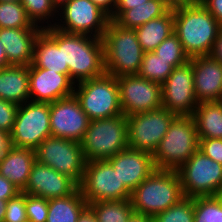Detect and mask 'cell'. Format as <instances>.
Here are the masks:
<instances>
[{"label":"cell","mask_w":222,"mask_h":222,"mask_svg":"<svg viewBox=\"0 0 222 222\" xmlns=\"http://www.w3.org/2000/svg\"><path fill=\"white\" fill-rule=\"evenodd\" d=\"M135 32L143 51H154L161 42L174 33L173 9L136 28Z\"/></svg>","instance_id":"26"},{"label":"cell","mask_w":222,"mask_h":222,"mask_svg":"<svg viewBox=\"0 0 222 222\" xmlns=\"http://www.w3.org/2000/svg\"><path fill=\"white\" fill-rule=\"evenodd\" d=\"M21 0H0V2H20Z\"/></svg>","instance_id":"52"},{"label":"cell","mask_w":222,"mask_h":222,"mask_svg":"<svg viewBox=\"0 0 222 222\" xmlns=\"http://www.w3.org/2000/svg\"><path fill=\"white\" fill-rule=\"evenodd\" d=\"M43 30L58 47H63L64 66H68L69 76L75 84L105 73L104 44L101 38L70 34L53 26Z\"/></svg>","instance_id":"1"},{"label":"cell","mask_w":222,"mask_h":222,"mask_svg":"<svg viewBox=\"0 0 222 222\" xmlns=\"http://www.w3.org/2000/svg\"><path fill=\"white\" fill-rule=\"evenodd\" d=\"M36 161L81 183L86 159L80 142L49 136L35 149Z\"/></svg>","instance_id":"10"},{"label":"cell","mask_w":222,"mask_h":222,"mask_svg":"<svg viewBox=\"0 0 222 222\" xmlns=\"http://www.w3.org/2000/svg\"><path fill=\"white\" fill-rule=\"evenodd\" d=\"M0 28H41L28 18L20 2H0Z\"/></svg>","instance_id":"32"},{"label":"cell","mask_w":222,"mask_h":222,"mask_svg":"<svg viewBox=\"0 0 222 222\" xmlns=\"http://www.w3.org/2000/svg\"><path fill=\"white\" fill-rule=\"evenodd\" d=\"M89 123L74 94L50 103L51 136L81 143Z\"/></svg>","instance_id":"16"},{"label":"cell","mask_w":222,"mask_h":222,"mask_svg":"<svg viewBox=\"0 0 222 222\" xmlns=\"http://www.w3.org/2000/svg\"><path fill=\"white\" fill-rule=\"evenodd\" d=\"M31 64L37 68L69 75L68 66H64L63 47H58V44L44 30L35 39Z\"/></svg>","instance_id":"25"},{"label":"cell","mask_w":222,"mask_h":222,"mask_svg":"<svg viewBox=\"0 0 222 222\" xmlns=\"http://www.w3.org/2000/svg\"><path fill=\"white\" fill-rule=\"evenodd\" d=\"M199 150L222 165V139L199 138Z\"/></svg>","instance_id":"39"},{"label":"cell","mask_w":222,"mask_h":222,"mask_svg":"<svg viewBox=\"0 0 222 222\" xmlns=\"http://www.w3.org/2000/svg\"><path fill=\"white\" fill-rule=\"evenodd\" d=\"M10 147V134L0 130V158L9 150Z\"/></svg>","instance_id":"44"},{"label":"cell","mask_w":222,"mask_h":222,"mask_svg":"<svg viewBox=\"0 0 222 222\" xmlns=\"http://www.w3.org/2000/svg\"><path fill=\"white\" fill-rule=\"evenodd\" d=\"M87 206L88 203L78 188L73 194L48 200L46 222H77Z\"/></svg>","instance_id":"28"},{"label":"cell","mask_w":222,"mask_h":222,"mask_svg":"<svg viewBox=\"0 0 222 222\" xmlns=\"http://www.w3.org/2000/svg\"><path fill=\"white\" fill-rule=\"evenodd\" d=\"M192 116L198 138L222 139V101L200 102Z\"/></svg>","instance_id":"27"},{"label":"cell","mask_w":222,"mask_h":222,"mask_svg":"<svg viewBox=\"0 0 222 222\" xmlns=\"http://www.w3.org/2000/svg\"><path fill=\"white\" fill-rule=\"evenodd\" d=\"M109 20L91 0H70L58 10L57 22L53 27L70 34L102 39Z\"/></svg>","instance_id":"13"},{"label":"cell","mask_w":222,"mask_h":222,"mask_svg":"<svg viewBox=\"0 0 222 222\" xmlns=\"http://www.w3.org/2000/svg\"><path fill=\"white\" fill-rule=\"evenodd\" d=\"M102 40L105 73L115 77L138 74L144 51L135 29L120 27L109 20Z\"/></svg>","instance_id":"4"},{"label":"cell","mask_w":222,"mask_h":222,"mask_svg":"<svg viewBox=\"0 0 222 222\" xmlns=\"http://www.w3.org/2000/svg\"><path fill=\"white\" fill-rule=\"evenodd\" d=\"M90 120L123 114L117 77L104 73L75 84L74 93Z\"/></svg>","instance_id":"7"},{"label":"cell","mask_w":222,"mask_h":222,"mask_svg":"<svg viewBox=\"0 0 222 222\" xmlns=\"http://www.w3.org/2000/svg\"><path fill=\"white\" fill-rule=\"evenodd\" d=\"M199 138L192 115L176 116L154 152L158 170L177 171L197 150Z\"/></svg>","instance_id":"5"},{"label":"cell","mask_w":222,"mask_h":222,"mask_svg":"<svg viewBox=\"0 0 222 222\" xmlns=\"http://www.w3.org/2000/svg\"><path fill=\"white\" fill-rule=\"evenodd\" d=\"M97 222H127L134 213L131 200L96 201L89 203Z\"/></svg>","instance_id":"30"},{"label":"cell","mask_w":222,"mask_h":222,"mask_svg":"<svg viewBox=\"0 0 222 222\" xmlns=\"http://www.w3.org/2000/svg\"><path fill=\"white\" fill-rule=\"evenodd\" d=\"M184 197L222 195V165L199 149L177 170Z\"/></svg>","instance_id":"8"},{"label":"cell","mask_w":222,"mask_h":222,"mask_svg":"<svg viewBox=\"0 0 222 222\" xmlns=\"http://www.w3.org/2000/svg\"><path fill=\"white\" fill-rule=\"evenodd\" d=\"M194 222H222V195L194 197Z\"/></svg>","instance_id":"33"},{"label":"cell","mask_w":222,"mask_h":222,"mask_svg":"<svg viewBox=\"0 0 222 222\" xmlns=\"http://www.w3.org/2000/svg\"><path fill=\"white\" fill-rule=\"evenodd\" d=\"M148 2V0H117V5H139Z\"/></svg>","instance_id":"49"},{"label":"cell","mask_w":222,"mask_h":222,"mask_svg":"<svg viewBox=\"0 0 222 222\" xmlns=\"http://www.w3.org/2000/svg\"><path fill=\"white\" fill-rule=\"evenodd\" d=\"M42 28H0V42L10 65H30L35 39Z\"/></svg>","instance_id":"21"},{"label":"cell","mask_w":222,"mask_h":222,"mask_svg":"<svg viewBox=\"0 0 222 222\" xmlns=\"http://www.w3.org/2000/svg\"><path fill=\"white\" fill-rule=\"evenodd\" d=\"M28 221L25 209V193L20 192L14 198L7 200L6 212L3 222H26Z\"/></svg>","instance_id":"37"},{"label":"cell","mask_w":222,"mask_h":222,"mask_svg":"<svg viewBox=\"0 0 222 222\" xmlns=\"http://www.w3.org/2000/svg\"><path fill=\"white\" fill-rule=\"evenodd\" d=\"M77 222H97L93 210L87 206L80 214Z\"/></svg>","instance_id":"45"},{"label":"cell","mask_w":222,"mask_h":222,"mask_svg":"<svg viewBox=\"0 0 222 222\" xmlns=\"http://www.w3.org/2000/svg\"><path fill=\"white\" fill-rule=\"evenodd\" d=\"M174 33L189 58L210 55L222 27L200 1L173 9Z\"/></svg>","instance_id":"2"},{"label":"cell","mask_w":222,"mask_h":222,"mask_svg":"<svg viewBox=\"0 0 222 222\" xmlns=\"http://www.w3.org/2000/svg\"><path fill=\"white\" fill-rule=\"evenodd\" d=\"M78 188L79 184L71 177L36 161L21 192L50 200L73 194Z\"/></svg>","instance_id":"17"},{"label":"cell","mask_w":222,"mask_h":222,"mask_svg":"<svg viewBox=\"0 0 222 222\" xmlns=\"http://www.w3.org/2000/svg\"><path fill=\"white\" fill-rule=\"evenodd\" d=\"M176 116L163 107L127 116L128 148L153 155Z\"/></svg>","instance_id":"12"},{"label":"cell","mask_w":222,"mask_h":222,"mask_svg":"<svg viewBox=\"0 0 222 222\" xmlns=\"http://www.w3.org/2000/svg\"><path fill=\"white\" fill-rule=\"evenodd\" d=\"M6 202L4 200H0V222L4 221L5 212H6Z\"/></svg>","instance_id":"50"},{"label":"cell","mask_w":222,"mask_h":222,"mask_svg":"<svg viewBox=\"0 0 222 222\" xmlns=\"http://www.w3.org/2000/svg\"><path fill=\"white\" fill-rule=\"evenodd\" d=\"M210 55L222 64V27L219 30L217 39L215 40L214 47Z\"/></svg>","instance_id":"43"},{"label":"cell","mask_w":222,"mask_h":222,"mask_svg":"<svg viewBox=\"0 0 222 222\" xmlns=\"http://www.w3.org/2000/svg\"><path fill=\"white\" fill-rule=\"evenodd\" d=\"M20 192L19 188L0 175V200L7 201L17 196Z\"/></svg>","instance_id":"40"},{"label":"cell","mask_w":222,"mask_h":222,"mask_svg":"<svg viewBox=\"0 0 222 222\" xmlns=\"http://www.w3.org/2000/svg\"><path fill=\"white\" fill-rule=\"evenodd\" d=\"M117 82L121 109L126 117L162 107L161 84L138 74L119 76Z\"/></svg>","instance_id":"14"},{"label":"cell","mask_w":222,"mask_h":222,"mask_svg":"<svg viewBox=\"0 0 222 222\" xmlns=\"http://www.w3.org/2000/svg\"><path fill=\"white\" fill-rule=\"evenodd\" d=\"M154 52L164 60H190L175 33L161 42Z\"/></svg>","instance_id":"35"},{"label":"cell","mask_w":222,"mask_h":222,"mask_svg":"<svg viewBox=\"0 0 222 222\" xmlns=\"http://www.w3.org/2000/svg\"><path fill=\"white\" fill-rule=\"evenodd\" d=\"M192 58L175 67L162 84V107L177 116L193 115L199 104L194 92Z\"/></svg>","instance_id":"15"},{"label":"cell","mask_w":222,"mask_h":222,"mask_svg":"<svg viewBox=\"0 0 222 222\" xmlns=\"http://www.w3.org/2000/svg\"><path fill=\"white\" fill-rule=\"evenodd\" d=\"M70 0H52L53 5L59 10L63 5L68 3Z\"/></svg>","instance_id":"51"},{"label":"cell","mask_w":222,"mask_h":222,"mask_svg":"<svg viewBox=\"0 0 222 222\" xmlns=\"http://www.w3.org/2000/svg\"><path fill=\"white\" fill-rule=\"evenodd\" d=\"M0 99L17 105L30 100L28 65L0 68Z\"/></svg>","instance_id":"24"},{"label":"cell","mask_w":222,"mask_h":222,"mask_svg":"<svg viewBox=\"0 0 222 222\" xmlns=\"http://www.w3.org/2000/svg\"><path fill=\"white\" fill-rule=\"evenodd\" d=\"M74 88L69 75L29 65L30 101L51 103L73 95Z\"/></svg>","instance_id":"18"},{"label":"cell","mask_w":222,"mask_h":222,"mask_svg":"<svg viewBox=\"0 0 222 222\" xmlns=\"http://www.w3.org/2000/svg\"><path fill=\"white\" fill-rule=\"evenodd\" d=\"M107 161L131 192L156 169L152 154L130 148L120 151Z\"/></svg>","instance_id":"19"},{"label":"cell","mask_w":222,"mask_h":222,"mask_svg":"<svg viewBox=\"0 0 222 222\" xmlns=\"http://www.w3.org/2000/svg\"><path fill=\"white\" fill-rule=\"evenodd\" d=\"M25 209L28 221L46 222L48 216V200L46 198L25 194Z\"/></svg>","instance_id":"36"},{"label":"cell","mask_w":222,"mask_h":222,"mask_svg":"<svg viewBox=\"0 0 222 222\" xmlns=\"http://www.w3.org/2000/svg\"><path fill=\"white\" fill-rule=\"evenodd\" d=\"M184 198L175 170L155 169L131 193L134 213L154 217Z\"/></svg>","instance_id":"3"},{"label":"cell","mask_w":222,"mask_h":222,"mask_svg":"<svg viewBox=\"0 0 222 222\" xmlns=\"http://www.w3.org/2000/svg\"><path fill=\"white\" fill-rule=\"evenodd\" d=\"M194 92L200 102L222 101V64L211 55L192 57Z\"/></svg>","instance_id":"20"},{"label":"cell","mask_w":222,"mask_h":222,"mask_svg":"<svg viewBox=\"0 0 222 222\" xmlns=\"http://www.w3.org/2000/svg\"><path fill=\"white\" fill-rule=\"evenodd\" d=\"M170 8L163 0H148L139 5H116L113 20L127 29H136L151 19L163 16Z\"/></svg>","instance_id":"23"},{"label":"cell","mask_w":222,"mask_h":222,"mask_svg":"<svg viewBox=\"0 0 222 222\" xmlns=\"http://www.w3.org/2000/svg\"><path fill=\"white\" fill-rule=\"evenodd\" d=\"M96 6H98L109 18L114 14L117 0H91Z\"/></svg>","instance_id":"42"},{"label":"cell","mask_w":222,"mask_h":222,"mask_svg":"<svg viewBox=\"0 0 222 222\" xmlns=\"http://www.w3.org/2000/svg\"><path fill=\"white\" fill-rule=\"evenodd\" d=\"M17 111V104L0 99V130L11 133Z\"/></svg>","instance_id":"38"},{"label":"cell","mask_w":222,"mask_h":222,"mask_svg":"<svg viewBox=\"0 0 222 222\" xmlns=\"http://www.w3.org/2000/svg\"><path fill=\"white\" fill-rule=\"evenodd\" d=\"M20 3L25 8L28 18L34 25L42 29L55 25L54 21L57 20L58 10L53 5L52 0H21Z\"/></svg>","instance_id":"31"},{"label":"cell","mask_w":222,"mask_h":222,"mask_svg":"<svg viewBox=\"0 0 222 222\" xmlns=\"http://www.w3.org/2000/svg\"><path fill=\"white\" fill-rule=\"evenodd\" d=\"M189 60H164L154 51L144 52L138 75L158 84H163L175 67Z\"/></svg>","instance_id":"29"},{"label":"cell","mask_w":222,"mask_h":222,"mask_svg":"<svg viewBox=\"0 0 222 222\" xmlns=\"http://www.w3.org/2000/svg\"><path fill=\"white\" fill-rule=\"evenodd\" d=\"M49 136H51L50 103L29 100L18 105L10 133L11 146L35 150Z\"/></svg>","instance_id":"9"},{"label":"cell","mask_w":222,"mask_h":222,"mask_svg":"<svg viewBox=\"0 0 222 222\" xmlns=\"http://www.w3.org/2000/svg\"><path fill=\"white\" fill-rule=\"evenodd\" d=\"M11 66L7 60V57L5 55L4 46L0 42V68H5Z\"/></svg>","instance_id":"48"},{"label":"cell","mask_w":222,"mask_h":222,"mask_svg":"<svg viewBox=\"0 0 222 222\" xmlns=\"http://www.w3.org/2000/svg\"><path fill=\"white\" fill-rule=\"evenodd\" d=\"M222 26V0H199Z\"/></svg>","instance_id":"41"},{"label":"cell","mask_w":222,"mask_h":222,"mask_svg":"<svg viewBox=\"0 0 222 222\" xmlns=\"http://www.w3.org/2000/svg\"><path fill=\"white\" fill-rule=\"evenodd\" d=\"M127 222H154L153 217L133 213Z\"/></svg>","instance_id":"47"},{"label":"cell","mask_w":222,"mask_h":222,"mask_svg":"<svg viewBox=\"0 0 222 222\" xmlns=\"http://www.w3.org/2000/svg\"><path fill=\"white\" fill-rule=\"evenodd\" d=\"M35 162V150L11 146L0 158V175L22 191L28 182Z\"/></svg>","instance_id":"22"},{"label":"cell","mask_w":222,"mask_h":222,"mask_svg":"<svg viewBox=\"0 0 222 222\" xmlns=\"http://www.w3.org/2000/svg\"><path fill=\"white\" fill-rule=\"evenodd\" d=\"M79 189L87 203L128 200L131 191L120 181L117 171L107 160L86 162Z\"/></svg>","instance_id":"11"},{"label":"cell","mask_w":222,"mask_h":222,"mask_svg":"<svg viewBox=\"0 0 222 222\" xmlns=\"http://www.w3.org/2000/svg\"><path fill=\"white\" fill-rule=\"evenodd\" d=\"M87 162L108 160L128 148V125L124 114L90 120L81 142Z\"/></svg>","instance_id":"6"},{"label":"cell","mask_w":222,"mask_h":222,"mask_svg":"<svg viewBox=\"0 0 222 222\" xmlns=\"http://www.w3.org/2000/svg\"><path fill=\"white\" fill-rule=\"evenodd\" d=\"M163 1L170 9H175L178 7L194 4L199 0H163Z\"/></svg>","instance_id":"46"},{"label":"cell","mask_w":222,"mask_h":222,"mask_svg":"<svg viewBox=\"0 0 222 222\" xmlns=\"http://www.w3.org/2000/svg\"><path fill=\"white\" fill-rule=\"evenodd\" d=\"M154 222H194V198L184 197L177 204L156 214Z\"/></svg>","instance_id":"34"}]
</instances>
